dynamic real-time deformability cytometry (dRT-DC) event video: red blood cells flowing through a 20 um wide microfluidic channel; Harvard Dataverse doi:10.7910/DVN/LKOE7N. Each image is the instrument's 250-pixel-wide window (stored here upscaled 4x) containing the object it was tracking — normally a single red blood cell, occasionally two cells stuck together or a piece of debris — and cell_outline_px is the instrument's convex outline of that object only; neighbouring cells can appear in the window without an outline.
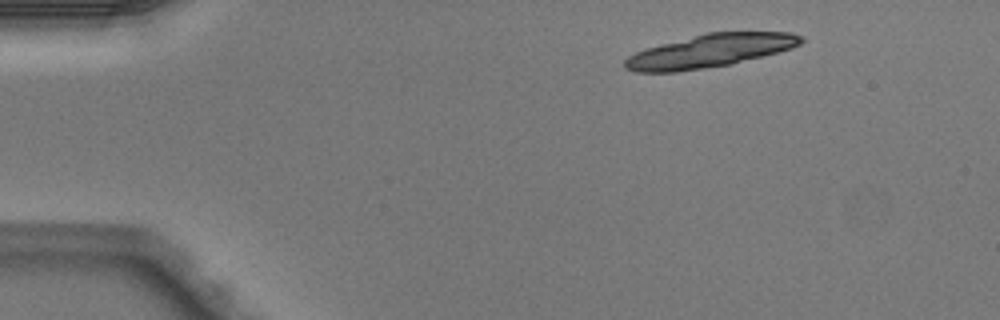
{"species": "Egyptian fruit bat (a non-hibernating species)", "species_latin": "Rousettus aegyptiacus", "temperature_condition": "warm", "stored_images_in_passage": 4, "camera_frame_rate_fps": 3000, "um_per_image_px": 0.085, "animal": {"sex": "male"}, "frame": {"image": 1, "passage_image": 4, "time_ms": 1.0, "image_size_px": [1000, 320], "cell_outline_px": [[804, 40], [800, 44], [792, 48], [732, 64], [676, 72], [636, 72], [624, 68], [624, 60], [628, 56], [644, 48], [708, 32], [792, 32], [804, 36]], "centroid_in_image_um": [60.34, 4.32], "position_along_channel_um": 24.7, "area_um2": 33.99}}